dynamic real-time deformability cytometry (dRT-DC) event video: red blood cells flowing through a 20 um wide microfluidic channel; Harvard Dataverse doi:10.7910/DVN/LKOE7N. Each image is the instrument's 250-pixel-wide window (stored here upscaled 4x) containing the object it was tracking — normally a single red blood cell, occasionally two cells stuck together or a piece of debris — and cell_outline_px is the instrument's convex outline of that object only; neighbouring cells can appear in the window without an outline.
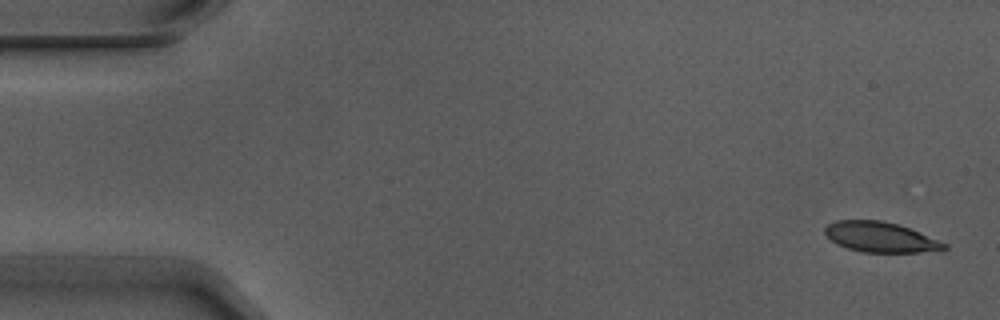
{"species": "Egyptian fruit bat (a non-hibernating species)", "species_latin": "Rousettus aegyptiacus", "temperature_condition": "warm", "stored_images_in_passage": 4, "camera_frame_rate_fps": 3000, "um_per_image_px": 0.085, "animal": {"sex": "male"}, "frame": {"image": 1, "passage_image": 1, "time_ms": 0.0, "image_size_px": [1000, 320], "cell_outline_px": [[948, 248], [944, 252], [860, 252], [836, 244], [824, 232], [824, 228], [828, 224], [836, 220], [880, 220], [896, 224], [908, 228], [948, 244]], "centroid_in_image_um": [74.87, 20.17], "position_along_channel_um": 10.1, "area_um2": 21.04}}